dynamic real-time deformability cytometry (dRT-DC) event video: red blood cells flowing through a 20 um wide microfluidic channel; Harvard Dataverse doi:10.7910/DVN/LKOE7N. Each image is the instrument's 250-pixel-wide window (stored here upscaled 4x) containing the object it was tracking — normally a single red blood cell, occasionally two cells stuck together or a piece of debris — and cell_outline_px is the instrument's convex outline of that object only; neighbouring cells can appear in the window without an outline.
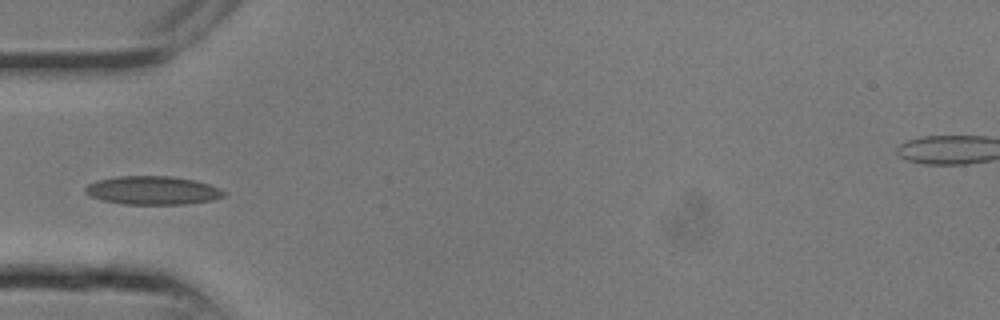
{"species": "common noctule bat (a hibernating species)", "species_latin": "Nyctalus noctula", "temperature_condition": "room temperature", "stored_images_in_passage": 9, "camera_frame_rate_fps": 3000, "um_per_image_px": 0.085, "animal": {"sex": "male", "body_mass_g": 13.3}, "frame": {"image": 1, "passage_image": 8, "time_ms": 2.333, "image_size_px": [1000, 320], "cell_outline_px": [[228, 192], [224, 196], [212, 200], [184, 204], [124, 204], [100, 200], [84, 192], [84, 188], [88, 184], [96, 180], [116, 176], [172, 176], [196, 180], [220, 188]], "centroid_in_image_um": [12.97, 16.17], "position_along_channel_um": 72.0, "area_um2": 23.18}}